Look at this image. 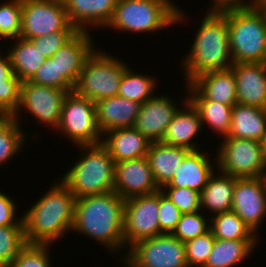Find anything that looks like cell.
Listing matches in <instances>:
<instances>
[{"label": "cell", "mask_w": 266, "mask_h": 267, "mask_svg": "<svg viewBox=\"0 0 266 267\" xmlns=\"http://www.w3.org/2000/svg\"><path fill=\"white\" fill-rule=\"evenodd\" d=\"M211 7L195 33L190 52L182 59L186 84L202 73L226 70L233 64L227 24V2Z\"/></svg>", "instance_id": "obj_1"}, {"label": "cell", "mask_w": 266, "mask_h": 267, "mask_svg": "<svg viewBox=\"0 0 266 267\" xmlns=\"http://www.w3.org/2000/svg\"><path fill=\"white\" fill-rule=\"evenodd\" d=\"M125 200L114 191L75 199L72 231L99 241L108 251L125 248L123 218Z\"/></svg>", "instance_id": "obj_2"}, {"label": "cell", "mask_w": 266, "mask_h": 267, "mask_svg": "<svg viewBox=\"0 0 266 267\" xmlns=\"http://www.w3.org/2000/svg\"><path fill=\"white\" fill-rule=\"evenodd\" d=\"M58 181L22 216L28 244L51 245L72 230L75 197Z\"/></svg>", "instance_id": "obj_3"}, {"label": "cell", "mask_w": 266, "mask_h": 267, "mask_svg": "<svg viewBox=\"0 0 266 267\" xmlns=\"http://www.w3.org/2000/svg\"><path fill=\"white\" fill-rule=\"evenodd\" d=\"M233 63H266V10L259 2H227Z\"/></svg>", "instance_id": "obj_4"}, {"label": "cell", "mask_w": 266, "mask_h": 267, "mask_svg": "<svg viewBox=\"0 0 266 267\" xmlns=\"http://www.w3.org/2000/svg\"><path fill=\"white\" fill-rule=\"evenodd\" d=\"M84 152L59 180L75 199L114 191L115 162L102 144L77 146Z\"/></svg>", "instance_id": "obj_5"}, {"label": "cell", "mask_w": 266, "mask_h": 267, "mask_svg": "<svg viewBox=\"0 0 266 267\" xmlns=\"http://www.w3.org/2000/svg\"><path fill=\"white\" fill-rule=\"evenodd\" d=\"M181 10L171 0H118L107 28L140 34L154 32L183 23L186 16Z\"/></svg>", "instance_id": "obj_6"}, {"label": "cell", "mask_w": 266, "mask_h": 267, "mask_svg": "<svg viewBox=\"0 0 266 267\" xmlns=\"http://www.w3.org/2000/svg\"><path fill=\"white\" fill-rule=\"evenodd\" d=\"M128 67L117 57L95 49L84 63L74 92L93 102L116 96L122 75Z\"/></svg>", "instance_id": "obj_7"}, {"label": "cell", "mask_w": 266, "mask_h": 267, "mask_svg": "<svg viewBox=\"0 0 266 267\" xmlns=\"http://www.w3.org/2000/svg\"><path fill=\"white\" fill-rule=\"evenodd\" d=\"M222 140L213 160L218 171L235 178L261 177L266 161L260 141L228 136Z\"/></svg>", "instance_id": "obj_8"}, {"label": "cell", "mask_w": 266, "mask_h": 267, "mask_svg": "<svg viewBox=\"0 0 266 267\" xmlns=\"http://www.w3.org/2000/svg\"><path fill=\"white\" fill-rule=\"evenodd\" d=\"M57 131L68 137L72 145H95L102 143L103 135L96 122L95 102L69 92L62 104Z\"/></svg>", "instance_id": "obj_9"}, {"label": "cell", "mask_w": 266, "mask_h": 267, "mask_svg": "<svg viewBox=\"0 0 266 267\" xmlns=\"http://www.w3.org/2000/svg\"><path fill=\"white\" fill-rule=\"evenodd\" d=\"M128 250L122 257L125 267H188L185 244L173 234L141 240Z\"/></svg>", "instance_id": "obj_10"}, {"label": "cell", "mask_w": 266, "mask_h": 267, "mask_svg": "<svg viewBox=\"0 0 266 267\" xmlns=\"http://www.w3.org/2000/svg\"><path fill=\"white\" fill-rule=\"evenodd\" d=\"M57 31H78L69 22L63 0H22L19 37L30 40Z\"/></svg>", "instance_id": "obj_11"}, {"label": "cell", "mask_w": 266, "mask_h": 267, "mask_svg": "<svg viewBox=\"0 0 266 267\" xmlns=\"http://www.w3.org/2000/svg\"><path fill=\"white\" fill-rule=\"evenodd\" d=\"M159 190L125 199L123 237L125 248L163 234L158 221Z\"/></svg>", "instance_id": "obj_12"}, {"label": "cell", "mask_w": 266, "mask_h": 267, "mask_svg": "<svg viewBox=\"0 0 266 267\" xmlns=\"http://www.w3.org/2000/svg\"><path fill=\"white\" fill-rule=\"evenodd\" d=\"M67 94L66 90L56 87L37 85L30 81L21 82L19 106L12 117L19 123L20 110L25 109L37 119L36 121H39L38 124L45 123V126L50 125L56 130L61 117L63 100Z\"/></svg>", "instance_id": "obj_13"}, {"label": "cell", "mask_w": 266, "mask_h": 267, "mask_svg": "<svg viewBox=\"0 0 266 267\" xmlns=\"http://www.w3.org/2000/svg\"><path fill=\"white\" fill-rule=\"evenodd\" d=\"M231 211L257 234L266 217V193L260 177L236 178Z\"/></svg>", "instance_id": "obj_14"}, {"label": "cell", "mask_w": 266, "mask_h": 267, "mask_svg": "<svg viewBox=\"0 0 266 267\" xmlns=\"http://www.w3.org/2000/svg\"><path fill=\"white\" fill-rule=\"evenodd\" d=\"M158 190L146 156L115 163L114 192L124 200Z\"/></svg>", "instance_id": "obj_15"}, {"label": "cell", "mask_w": 266, "mask_h": 267, "mask_svg": "<svg viewBox=\"0 0 266 267\" xmlns=\"http://www.w3.org/2000/svg\"><path fill=\"white\" fill-rule=\"evenodd\" d=\"M164 95H154L141 104L133 125L150 143L162 141L173 115L179 109L170 96Z\"/></svg>", "instance_id": "obj_16"}, {"label": "cell", "mask_w": 266, "mask_h": 267, "mask_svg": "<svg viewBox=\"0 0 266 267\" xmlns=\"http://www.w3.org/2000/svg\"><path fill=\"white\" fill-rule=\"evenodd\" d=\"M186 87L189 90L187 99H210L225 105L238 103L236 79L230 68L202 73L186 84Z\"/></svg>", "instance_id": "obj_17"}, {"label": "cell", "mask_w": 266, "mask_h": 267, "mask_svg": "<svg viewBox=\"0 0 266 267\" xmlns=\"http://www.w3.org/2000/svg\"><path fill=\"white\" fill-rule=\"evenodd\" d=\"M230 69L238 103L266 109V63H233Z\"/></svg>", "instance_id": "obj_18"}, {"label": "cell", "mask_w": 266, "mask_h": 267, "mask_svg": "<svg viewBox=\"0 0 266 267\" xmlns=\"http://www.w3.org/2000/svg\"><path fill=\"white\" fill-rule=\"evenodd\" d=\"M63 2L69 22L78 31L90 32V27L108 26L118 0H63Z\"/></svg>", "instance_id": "obj_19"}, {"label": "cell", "mask_w": 266, "mask_h": 267, "mask_svg": "<svg viewBox=\"0 0 266 267\" xmlns=\"http://www.w3.org/2000/svg\"><path fill=\"white\" fill-rule=\"evenodd\" d=\"M89 31H78L53 55L59 75H64L74 86L87 58L95 50Z\"/></svg>", "instance_id": "obj_20"}, {"label": "cell", "mask_w": 266, "mask_h": 267, "mask_svg": "<svg viewBox=\"0 0 266 267\" xmlns=\"http://www.w3.org/2000/svg\"><path fill=\"white\" fill-rule=\"evenodd\" d=\"M185 108L179 109L173 115L171 123L168 125L162 143L183 147L189 151L200 150L194 142L199 135V131L204 128L197 109L186 98L184 101Z\"/></svg>", "instance_id": "obj_21"}, {"label": "cell", "mask_w": 266, "mask_h": 267, "mask_svg": "<svg viewBox=\"0 0 266 267\" xmlns=\"http://www.w3.org/2000/svg\"><path fill=\"white\" fill-rule=\"evenodd\" d=\"M141 104L121 96H112L95 102L96 122L103 135L115 128L133 127Z\"/></svg>", "instance_id": "obj_22"}, {"label": "cell", "mask_w": 266, "mask_h": 267, "mask_svg": "<svg viewBox=\"0 0 266 267\" xmlns=\"http://www.w3.org/2000/svg\"><path fill=\"white\" fill-rule=\"evenodd\" d=\"M203 150L190 151L176 170L170 182L162 188H190L201 193L208 183L210 176L215 172L217 165L206 156ZM213 165V166H212Z\"/></svg>", "instance_id": "obj_23"}, {"label": "cell", "mask_w": 266, "mask_h": 267, "mask_svg": "<svg viewBox=\"0 0 266 267\" xmlns=\"http://www.w3.org/2000/svg\"><path fill=\"white\" fill-rule=\"evenodd\" d=\"M102 144L114 162L137 159L147 155L150 141L133 127L115 128L103 134Z\"/></svg>", "instance_id": "obj_24"}, {"label": "cell", "mask_w": 266, "mask_h": 267, "mask_svg": "<svg viewBox=\"0 0 266 267\" xmlns=\"http://www.w3.org/2000/svg\"><path fill=\"white\" fill-rule=\"evenodd\" d=\"M190 151L162 142L151 143L146 155L157 186L161 189L173 178L176 170Z\"/></svg>", "instance_id": "obj_25"}, {"label": "cell", "mask_w": 266, "mask_h": 267, "mask_svg": "<svg viewBox=\"0 0 266 267\" xmlns=\"http://www.w3.org/2000/svg\"><path fill=\"white\" fill-rule=\"evenodd\" d=\"M266 134V109L236 103L228 137L262 141Z\"/></svg>", "instance_id": "obj_26"}, {"label": "cell", "mask_w": 266, "mask_h": 267, "mask_svg": "<svg viewBox=\"0 0 266 267\" xmlns=\"http://www.w3.org/2000/svg\"><path fill=\"white\" fill-rule=\"evenodd\" d=\"M235 182V177L218 172L216 169L200 193L201 211L206 208L204 211L209 210V214L212 216L231 211Z\"/></svg>", "instance_id": "obj_27"}, {"label": "cell", "mask_w": 266, "mask_h": 267, "mask_svg": "<svg viewBox=\"0 0 266 267\" xmlns=\"http://www.w3.org/2000/svg\"><path fill=\"white\" fill-rule=\"evenodd\" d=\"M14 40L7 50L13 73L21 82L30 81L47 58L31 40L22 37Z\"/></svg>", "instance_id": "obj_28"}, {"label": "cell", "mask_w": 266, "mask_h": 267, "mask_svg": "<svg viewBox=\"0 0 266 267\" xmlns=\"http://www.w3.org/2000/svg\"><path fill=\"white\" fill-rule=\"evenodd\" d=\"M259 240H223L215 238L212 252L203 267H233L248 258Z\"/></svg>", "instance_id": "obj_29"}, {"label": "cell", "mask_w": 266, "mask_h": 267, "mask_svg": "<svg viewBox=\"0 0 266 267\" xmlns=\"http://www.w3.org/2000/svg\"><path fill=\"white\" fill-rule=\"evenodd\" d=\"M20 87L21 81L13 73L8 54L0 55V116H12L17 110Z\"/></svg>", "instance_id": "obj_30"}, {"label": "cell", "mask_w": 266, "mask_h": 267, "mask_svg": "<svg viewBox=\"0 0 266 267\" xmlns=\"http://www.w3.org/2000/svg\"><path fill=\"white\" fill-rule=\"evenodd\" d=\"M197 109L202 125L208 126L218 133L227 137L231 126V112L234 105H225L210 99H188Z\"/></svg>", "instance_id": "obj_31"}, {"label": "cell", "mask_w": 266, "mask_h": 267, "mask_svg": "<svg viewBox=\"0 0 266 267\" xmlns=\"http://www.w3.org/2000/svg\"><path fill=\"white\" fill-rule=\"evenodd\" d=\"M213 236L223 240H259L250 227L233 211L215 214L210 219Z\"/></svg>", "instance_id": "obj_32"}, {"label": "cell", "mask_w": 266, "mask_h": 267, "mask_svg": "<svg viewBox=\"0 0 266 267\" xmlns=\"http://www.w3.org/2000/svg\"><path fill=\"white\" fill-rule=\"evenodd\" d=\"M156 80L148 74L134 73L128 67L122 75L118 96L143 104L155 95Z\"/></svg>", "instance_id": "obj_33"}, {"label": "cell", "mask_w": 266, "mask_h": 267, "mask_svg": "<svg viewBox=\"0 0 266 267\" xmlns=\"http://www.w3.org/2000/svg\"><path fill=\"white\" fill-rule=\"evenodd\" d=\"M12 116H0V165L6 164L22 150L28 134Z\"/></svg>", "instance_id": "obj_34"}, {"label": "cell", "mask_w": 266, "mask_h": 267, "mask_svg": "<svg viewBox=\"0 0 266 267\" xmlns=\"http://www.w3.org/2000/svg\"><path fill=\"white\" fill-rule=\"evenodd\" d=\"M26 244L24 225L0 227V267H8Z\"/></svg>", "instance_id": "obj_35"}, {"label": "cell", "mask_w": 266, "mask_h": 267, "mask_svg": "<svg viewBox=\"0 0 266 267\" xmlns=\"http://www.w3.org/2000/svg\"><path fill=\"white\" fill-rule=\"evenodd\" d=\"M22 22V0L0 4V40L19 38Z\"/></svg>", "instance_id": "obj_36"}, {"label": "cell", "mask_w": 266, "mask_h": 267, "mask_svg": "<svg viewBox=\"0 0 266 267\" xmlns=\"http://www.w3.org/2000/svg\"><path fill=\"white\" fill-rule=\"evenodd\" d=\"M201 213H203L201 210L194 213H183L172 234L185 243L208 232L210 230L209 219Z\"/></svg>", "instance_id": "obj_37"}, {"label": "cell", "mask_w": 266, "mask_h": 267, "mask_svg": "<svg viewBox=\"0 0 266 267\" xmlns=\"http://www.w3.org/2000/svg\"><path fill=\"white\" fill-rule=\"evenodd\" d=\"M49 248L48 244L27 243L8 267H52Z\"/></svg>", "instance_id": "obj_38"}, {"label": "cell", "mask_w": 266, "mask_h": 267, "mask_svg": "<svg viewBox=\"0 0 266 267\" xmlns=\"http://www.w3.org/2000/svg\"><path fill=\"white\" fill-rule=\"evenodd\" d=\"M215 242L211 230L185 242V253L188 267H203Z\"/></svg>", "instance_id": "obj_39"}, {"label": "cell", "mask_w": 266, "mask_h": 267, "mask_svg": "<svg viewBox=\"0 0 266 267\" xmlns=\"http://www.w3.org/2000/svg\"><path fill=\"white\" fill-rule=\"evenodd\" d=\"M30 82L47 87H56L66 90L68 93L74 91V85L64 75H59V68L52 57L47 58L38 68Z\"/></svg>", "instance_id": "obj_40"}, {"label": "cell", "mask_w": 266, "mask_h": 267, "mask_svg": "<svg viewBox=\"0 0 266 267\" xmlns=\"http://www.w3.org/2000/svg\"><path fill=\"white\" fill-rule=\"evenodd\" d=\"M171 202L183 213L200 211V193L190 188H161Z\"/></svg>", "instance_id": "obj_41"}, {"label": "cell", "mask_w": 266, "mask_h": 267, "mask_svg": "<svg viewBox=\"0 0 266 267\" xmlns=\"http://www.w3.org/2000/svg\"><path fill=\"white\" fill-rule=\"evenodd\" d=\"M182 212L159 190L158 221L162 233L172 234L181 218Z\"/></svg>", "instance_id": "obj_42"}, {"label": "cell", "mask_w": 266, "mask_h": 267, "mask_svg": "<svg viewBox=\"0 0 266 267\" xmlns=\"http://www.w3.org/2000/svg\"><path fill=\"white\" fill-rule=\"evenodd\" d=\"M78 31H57L46 36L30 39L46 58L68 42Z\"/></svg>", "instance_id": "obj_43"}, {"label": "cell", "mask_w": 266, "mask_h": 267, "mask_svg": "<svg viewBox=\"0 0 266 267\" xmlns=\"http://www.w3.org/2000/svg\"><path fill=\"white\" fill-rule=\"evenodd\" d=\"M17 206L14 200L5 193L0 192V227L11 225H24L22 216L16 218Z\"/></svg>", "instance_id": "obj_44"}, {"label": "cell", "mask_w": 266, "mask_h": 267, "mask_svg": "<svg viewBox=\"0 0 266 267\" xmlns=\"http://www.w3.org/2000/svg\"><path fill=\"white\" fill-rule=\"evenodd\" d=\"M247 0H218V4L223 3V2H244ZM259 0H250V2H258Z\"/></svg>", "instance_id": "obj_45"}, {"label": "cell", "mask_w": 266, "mask_h": 267, "mask_svg": "<svg viewBox=\"0 0 266 267\" xmlns=\"http://www.w3.org/2000/svg\"><path fill=\"white\" fill-rule=\"evenodd\" d=\"M262 143V149H263V154H264V158L266 161V134L263 137V140L261 141Z\"/></svg>", "instance_id": "obj_46"}, {"label": "cell", "mask_w": 266, "mask_h": 267, "mask_svg": "<svg viewBox=\"0 0 266 267\" xmlns=\"http://www.w3.org/2000/svg\"><path fill=\"white\" fill-rule=\"evenodd\" d=\"M260 178H261V180L263 182L265 193H266V170L262 173Z\"/></svg>", "instance_id": "obj_47"}, {"label": "cell", "mask_w": 266, "mask_h": 267, "mask_svg": "<svg viewBox=\"0 0 266 267\" xmlns=\"http://www.w3.org/2000/svg\"><path fill=\"white\" fill-rule=\"evenodd\" d=\"M258 2L266 10V0H259Z\"/></svg>", "instance_id": "obj_48"}, {"label": "cell", "mask_w": 266, "mask_h": 267, "mask_svg": "<svg viewBox=\"0 0 266 267\" xmlns=\"http://www.w3.org/2000/svg\"><path fill=\"white\" fill-rule=\"evenodd\" d=\"M216 5H218V0H213V3L211 6H216Z\"/></svg>", "instance_id": "obj_49"}]
</instances>
